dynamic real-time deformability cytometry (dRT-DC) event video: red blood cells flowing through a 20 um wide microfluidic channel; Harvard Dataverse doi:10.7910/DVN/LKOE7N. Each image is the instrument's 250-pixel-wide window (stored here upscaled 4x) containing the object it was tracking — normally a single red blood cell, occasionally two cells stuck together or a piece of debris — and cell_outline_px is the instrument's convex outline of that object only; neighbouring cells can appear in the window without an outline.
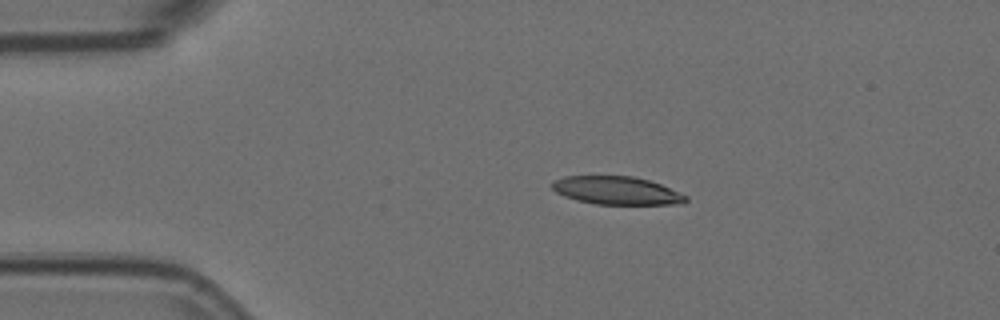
{"species": "Egyptian fruit bat (a non-hibernating species)", "species_latin": "Rousettus aegyptiacus", "temperature_condition": "room temperature", "stored_images_in_passage": 8, "camera_frame_rate_fps": 3000, "um_per_image_px": 0.085, "animal": {"sex": "female"}, "frame": {"image": 1, "passage_image": 3, "time_ms": 0.667, "image_size_px": [1000, 320], "cell_outline_px": [[688, 200], [684, 204], [596, 204], [576, 200], [564, 196], [556, 192], [552, 188], [552, 184], [556, 180], [564, 176], [632, 176], [648, 180], [660, 184], [688, 196]], "centroid_in_image_um": [52.43, 16.2], "position_along_channel_um": 32.6, "area_um2": 21.79}}
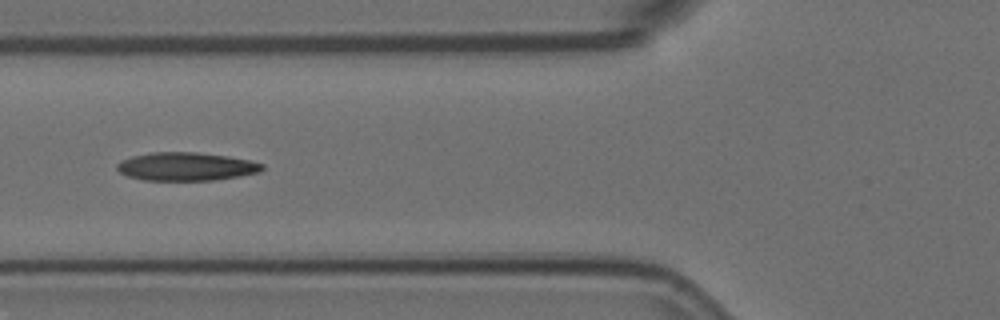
{"frame": {"image": 2, "passage_image": 6, "time_ms": 1.667, "image_size_px": [1000, 320], "cell_outline_px": [[264, 168], [260, 172], [240, 176], [216, 180], [144, 180], [128, 176], [120, 172], [116, 168], [116, 164], [120, 160], [132, 156], [148, 152], [196, 152], [228, 156], [248, 160], [264, 164]], "centroid_in_image_um": [15.81, 14.15], "position_along_channel_um": 110.0, "area_um2": 24.04}}
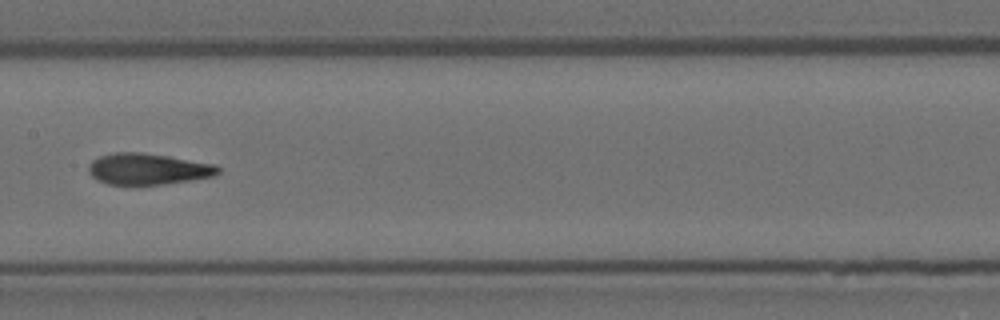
{"frame": {"image": 3, "passage_image": 8, "time_ms": 2.333, "image_size_px": [1000, 320], "cell_outline_px": [[220, 172], [216, 176], [164, 184], [108, 184], [96, 180], [88, 172], [88, 164], [92, 160], [100, 156], [112, 152], [140, 152], [216, 164], [220, 168]], "centroid_in_image_um": [12.56, 14.36], "position_along_channel_um": 194.8, "area_um2": 23.58}}